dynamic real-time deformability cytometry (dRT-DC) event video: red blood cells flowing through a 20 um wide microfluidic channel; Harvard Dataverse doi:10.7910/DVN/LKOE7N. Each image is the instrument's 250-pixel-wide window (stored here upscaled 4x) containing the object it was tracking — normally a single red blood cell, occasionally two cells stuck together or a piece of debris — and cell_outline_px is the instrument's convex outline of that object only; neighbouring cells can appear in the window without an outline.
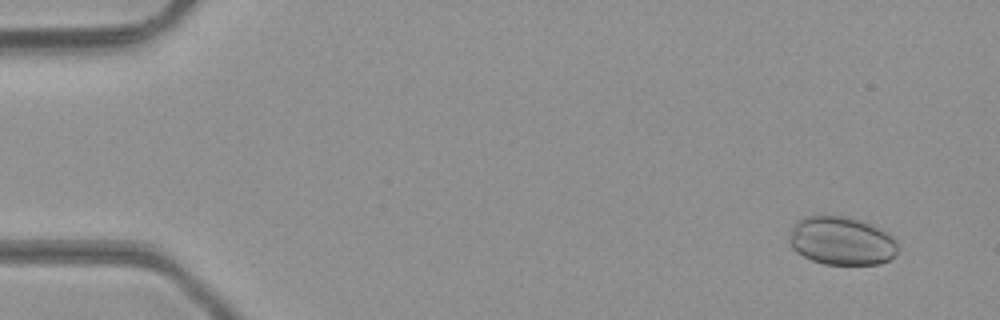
{"species": "common noctule bat (a hibernating species)", "species_latin": "Nyctalus noctula", "temperature_condition": "room temperature", "stored_images_in_passage": 46, "camera_frame_rate_fps": 3000, "um_per_image_px": 0.085, "animal": {"sex": "male", "body_mass_g": 23.1, "forearm_length_mm": 52.7}, "frame": {"image": 1, "passage_image": 1, "time_ms": 0.0, "image_size_px": [1000, 320], "cell_outline_px": [[896, 252], [888, 260], [880, 264], [824, 264], [812, 260], [796, 252], [792, 248], [788, 240], [788, 236], [796, 220], [804, 216], [848, 216], [872, 224], [888, 232], [896, 240]], "centroid_in_image_um": [71.5, 20.46], "position_along_channel_um": 13.5, "area_um2": 30.75}}
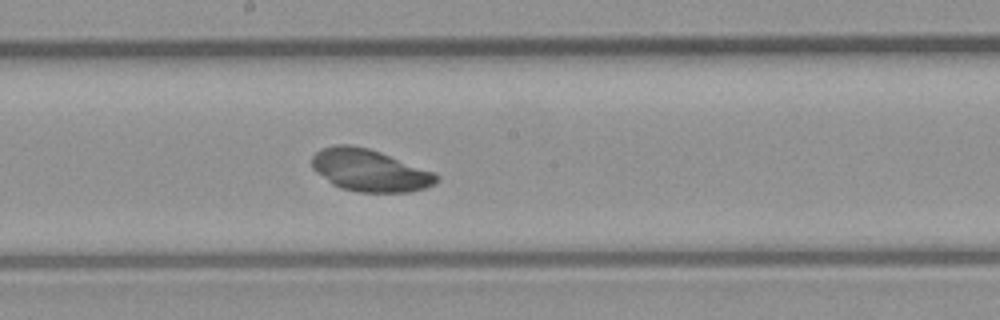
{"frame": {"image": 2, "passage_image": 24, "time_ms": 7.667, "image_size_px": [1000, 320], "cell_outline_px": [[440, 176], [436, 184], [412, 192], [360, 192], [340, 188], [332, 184], [316, 172], [312, 168], [312, 156], [320, 148], [336, 144], [352, 144], [368, 148], [380, 152], [436, 172]], "centroid_in_image_um": [31.43, 14.48], "position_along_channel_um": 216.8, "area_um2": 30.87}}
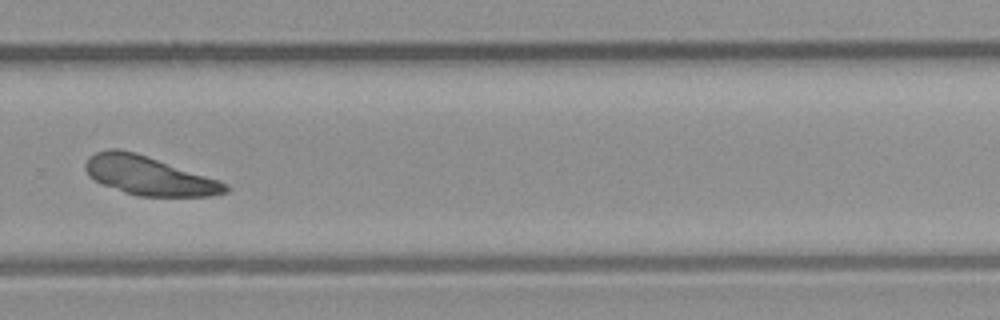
{"frame": {"image": 3, "passage_image": 31, "time_ms": 10.0, "image_size_px": [1000, 320], "cell_outline_px": [[228, 192], [212, 196], [136, 196], [124, 192], [104, 184], [88, 176], [84, 168], [84, 164], [88, 156], [96, 152], [108, 148], [120, 148], [136, 152], [220, 180], [228, 184]], "centroid_in_image_um": [12.65, 14.92], "position_along_channel_um": 317.2, "area_um2": 31.85}}